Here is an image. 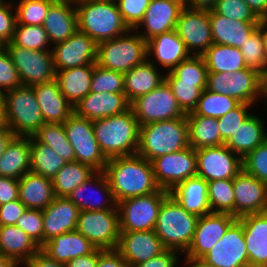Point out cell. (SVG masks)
Segmentation results:
<instances>
[{
	"label": "cell",
	"mask_w": 267,
	"mask_h": 267,
	"mask_svg": "<svg viewBox=\"0 0 267 267\" xmlns=\"http://www.w3.org/2000/svg\"><path fill=\"white\" fill-rule=\"evenodd\" d=\"M130 108L125 93L90 92L77 105L74 113L91 121L124 113Z\"/></svg>",
	"instance_id": "27"
},
{
	"label": "cell",
	"mask_w": 267,
	"mask_h": 267,
	"mask_svg": "<svg viewBox=\"0 0 267 267\" xmlns=\"http://www.w3.org/2000/svg\"><path fill=\"white\" fill-rule=\"evenodd\" d=\"M89 187L93 191L90 192V195L87 194V196L86 191H91L89 190ZM102 195L103 197L105 196L104 201H102ZM68 198L79 208L80 211L113 209L117 205L113 197L109 181L103 171L97 172L88 181L75 188L68 195Z\"/></svg>",
	"instance_id": "23"
},
{
	"label": "cell",
	"mask_w": 267,
	"mask_h": 267,
	"mask_svg": "<svg viewBox=\"0 0 267 267\" xmlns=\"http://www.w3.org/2000/svg\"><path fill=\"white\" fill-rule=\"evenodd\" d=\"M75 7L78 31L87 34L97 44L124 35L130 30L123 21L116 2L83 0Z\"/></svg>",
	"instance_id": "4"
},
{
	"label": "cell",
	"mask_w": 267,
	"mask_h": 267,
	"mask_svg": "<svg viewBox=\"0 0 267 267\" xmlns=\"http://www.w3.org/2000/svg\"><path fill=\"white\" fill-rule=\"evenodd\" d=\"M255 15L261 19L267 12V0H244Z\"/></svg>",
	"instance_id": "67"
},
{
	"label": "cell",
	"mask_w": 267,
	"mask_h": 267,
	"mask_svg": "<svg viewBox=\"0 0 267 267\" xmlns=\"http://www.w3.org/2000/svg\"><path fill=\"white\" fill-rule=\"evenodd\" d=\"M19 180L0 176V205L17 200Z\"/></svg>",
	"instance_id": "62"
},
{
	"label": "cell",
	"mask_w": 267,
	"mask_h": 267,
	"mask_svg": "<svg viewBox=\"0 0 267 267\" xmlns=\"http://www.w3.org/2000/svg\"><path fill=\"white\" fill-rule=\"evenodd\" d=\"M147 55V41L130 29L124 35L98 43L96 63L125 74L148 59Z\"/></svg>",
	"instance_id": "7"
},
{
	"label": "cell",
	"mask_w": 267,
	"mask_h": 267,
	"mask_svg": "<svg viewBox=\"0 0 267 267\" xmlns=\"http://www.w3.org/2000/svg\"><path fill=\"white\" fill-rule=\"evenodd\" d=\"M5 45L0 41V50L3 49Z\"/></svg>",
	"instance_id": "76"
},
{
	"label": "cell",
	"mask_w": 267,
	"mask_h": 267,
	"mask_svg": "<svg viewBox=\"0 0 267 267\" xmlns=\"http://www.w3.org/2000/svg\"><path fill=\"white\" fill-rule=\"evenodd\" d=\"M189 147L186 117L141 125L137 155L149 162L165 154L179 152Z\"/></svg>",
	"instance_id": "3"
},
{
	"label": "cell",
	"mask_w": 267,
	"mask_h": 267,
	"mask_svg": "<svg viewBox=\"0 0 267 267\" xmlns=\"http://www.w3.org/2000/svg\"><path fill=\"white\" fill-rule=\"evenodd\" d=\"M54 198L52 179L32 172L19 179L18 199L27 209L44 210Z\"/></svg>",
	"instance_id": "36"
},
{
	"label": "cell",
	"mask_w": 267,
	"mask_h": 267,
	"mask_svg": "<svg viewBox=\"0 0 267 267\" xmlns=\"http://www.w3.org/2000/svg\"><path fill=\"white\" fill-rule=\"evenodd\" d=\"M197 176L207 182L218 179H234L243 169L242 158L225 144L196 150Z\"/></svg>",
	"instance_id": "17"
},
{
	"label": "cell",
	"mask_w": 267,
	"mask_h": 267,
	"mask_svg": "<svg viewBox=\"0 0 267 267\" xmlns=\"http://www.w3.org/2000/svg\"><path fill=\"white\" fill-rule=\"evenodd\" d=\"M43 211V245L55 236L76 230L79 208L68 197H55Z\"/></svg>",
	"instance_id": "22"
},
{
	"label": "cell",
	"mask_w": 267,
	"mask_h": 267,
	"mask_svg": "<svg viewBox=\"0 0 267 267\" xmlns=\"http://www.w3.org/2000/svg\"><path fill=\"white\" fill-rule=\"evenodd\" d=\"M14 134L9 128L0 129V156L4 153L6 145L13 138Z\"/></svg>",
	"instance_id": "68"
},
{
	"label": "cell",
	"mask_w": 267,
	"mask_h": 267,
	"mask_svg": "<svg viewBox=\"0 0 267 267\" xmlns=\"http://www.w3.org/2000/svg\"><path fill=\"white\" fill-rule=\"evenodd\" d=\"M43 28L48 34L51 45L67 40L78 30L75 5L54 2L48 10Z\"/></svg>",
	"instance_id": "30"
},
{
	"label": "cell",
	"mask_w": 267,
	"mask_h": 267,
	"mask_svg": "<svg viewBox=\"0 0 267 267\" xmlns=\"http://www.w3.org/2000/svg\"><path fill=\"white\" fill-rule=\"evenodd\" d=\"M94 64L56 71L60 91L74 107L90 93Z\"/></svg>",
	"instance_id": "37"
},
{
	"label": "cell",
	"mask_w": 267,
	"mask_h": 267,
	"mask_svg": "<svg viewBox=\"0 0 267 267\" xmlns=\"http://www.w3.org/2000/svg\"><path fill=\"white\" fill-rule=\"evenodd\" d=\"M157 68L149 59H146L124 74L125 96L129 103L151 92L165 81V74H161Z\"/></svg>",
	"instance_id": "33"
},
{
	"label": "cell",
	"mask_w": 267,
	"mask_h": 267,
	"mask_svg": "<svg viewBox=\"0 0 267 267\" xmlns=\"http://www.w3.org/2000/svg\"><path fill=\"white\" fill-rule=\"evenodd\" d=\"M63 127L74 149L76 161L92 167L97 172L104 171L108 159L96 140L93 121L73 113L63 123Z\"/></svg>",
	"instance_id": "10"
},
{
	"label": "cell",
	"mask_w": 267,
	"mask_h": 267,
	"mask_svg": "<svg viewBox=\"0 0 267 267\" xmlns=\"http://www.w3.org/2000/svg\"><path fill=\"white\" fill-rule=\"evenodd\" d=\"M175 31L191 55L202 56L213 44L209 10L184 7Z\"/></svg>",
	"instance_id": "15"
},
{
	"label": "cell",
	"mask_w": 267,
	"mask_h": 267,
	"mask_svg": "<svg viewBox=\"0 0 267 267\" xmlns=\"http://www.w3.org/2000/svg\"><path fill=\"white\" fill-rule=\"evenodd\" d=\"M169 194V191L160 189L155 193L118 202L120 231L153 230L161 204Z\"/></svg>",
	"instance_id": "8"
},
{
	"label": "cell",
	"mask_w": 267,
	"mask_h": 267,
	"mask_svg": "<svg viewBox=\"0 0 267 267\" xmlns=\"http://www.w3.org/2000/svg\"><path fill=\"white\" fill-rule=\"evenodd\" d=\"M237 219L243 225L249 267H267V211Z\"/></svg>",
	"instance_id": "24"
},
{
	"label": "cell",
	"mask_w": 267,
	"mask_h": 267,
	"mask_svg": "<svg viewBox=\"0 0 267 267\" xmlns=\"http://www.w3.org/2000/svg\"><path fill=\"white\" fill-rule=\"evenodd\" d=\"M197 219L169 194L161 204L154 231L166 249L184 254L193 240Z\"/></svg>",
	"instance_id": "5"
},
{
	"label": "cell",
	"mask_w": 267,
	"mask_h": 267,
	"mask_svg": "<svg viewBox=\"0 0 267 267\" xmlns=\"http://www.w3.org/2000/svg\"><path fill=\"white\" fill-rule=\"evenodd\" d=\"M32 86L45 123L63 124L74 113L56 79Z\"/></svg>",
	"instance_id": "26"
},
{
	"label": "cell",
	"mask_w": 267,
	"mask_h": 267,
	"mask_svg": "<svg viewBox=\"0 0 267 267\" xmlns=\"http://www.w3.org/2000/svg\"><path fill=\"white\" fill-rule=\"evenodd\" d=\"M76 230L97 249H116L120 237L117 205L113 209L80 211Z\"/></svg>",
	"instance_id": "11"
},
{
	"label": "cell",
	"mask_w": 267,
	"mask_h": 267,
	"mask_svg": "<svg viewBox=\"0 0 267 267\" xmlns=\"http://www.w3.org/2000/svg\"><path fill=\"white\" fill-rule=\"evenodd\" d=\"M208 69L203 56L191 55L188 59L165 73L166 82L195 83L202 91L207 87Z\"/></svg>",
	"instance_id": "43"
},
{
	"label": "cell",
	"mask_w": 267,
	"mask_h": 267,
	"mask_svg": "<svg viewBox=\"0 0 267 267\" xmlns=\"http://www.w3.org/2000/svg\"><path fill=\"white\" fill-rule=\"evenodd\" d=\"M211 34L214 44L241 48L244 42L258 28V23H248L223 17L209 10Z\"/></svg>",
	"instance_id": "31"
},
{
	"label": "cell",
	"mask_w": 267,
	"mask_h": 267,
	"mask_svg": "<svg viewBox=\"0 0 267 267\" xmlns=\"http://www.w3.org/2000/svg\"><path fill=\"white\" fill-rule=\"evenodd\" d=\"M1 128H8L6 123L4 98L2 94H0V129Z\"/></svg>",
	"instance_id": "70"
},
{
	"label": "cell",
	"mask_w": 267,
	"mask_h": 267,
	"mask_svg": "<svg viewBox=\"0 0 267 267\" xmlns=\"http://www.w3.org/2000/svg\"><path fill=\"white\" fill-rule=\"evenodd\" d=\"M102 249H95L91 254L71 259L65 267H96L99 254Z\"/></svg>",
	"instance_id": "65"
},
{
	"label": "cell",
	"mask_w": 267,
	"mask_h": 267,
	"mask_svg": "<svg viewBox=\"0 0 267 267\" xmlns=\"http://www.w3.org/2000/svg\"><path fill=\"white\" fill-rule=\"evenodd\" d=\"M263 84L264 75L256 69L246 67L236 71L230 80L231 97L240 103L254 105L258 98H263Z\"/></svg>",
	"instance_id": "38"
},
{
	"label": "cell",
	"mask_w": 267,
	"mask_h": 267,
	"mask_svg": "<svg viewBox=\"0 0 267 267\" xmlns=\"http://www.w3.org/2000/svg\"><path fill=\"white\" fill-rule=\"evenodd\" d=\"M93 128L100 149L107 159L137 153L140 125L131 108L118 115L94 120Z\"/></svg>",
	"instance_id": "2"
},
{
	"label": "cell",
	"mask_w": 267,
	"mask_h": 267,
	"mask_svg": "<svg viewBox=\"0 0 267 267\" xmlns=\"http://www.w3.org/2000/svg\"><path fill=\"white\" fill-rule=\"evenodd\" d=\"M41 248L16 225L0 226V254L14 260L19 266Z\"/></svg>",
	"instance_id": "34"
},
{
	"label": "cell",
	"mask_w": 267,
	"mask_h": 267,
	"mask_svg": "<svg viewBox=\"0 0 267 267\" xmlns=\"http://www.w3.org/2000/svg\"><path fill=\"white\" fill-rule=\"evenodd\" d=\"M55 2H62V3H70L77 5L78 3L82 2L83 0H54Z\"/></svg>",
	"instance_id": "72"
},
{
	"label": "cell",
	"mask_w": 267,
	"mask_h": 267,
	"mask_svg": "<svg viewBox=\"0 0 267 267\" xmlns=\"http://www.w3.org/2000/svg\"><path fill=\"white\" fill-rule=\"evenodd\" d=\"M151 0H116L122 19L134 30L142 21Z\"/></svg>",
	"instance_id": "56"
},
{
	"label": "cell",
	"mask_w": 267,
	"mask_h": 267,
	"mask_svg": "<svg viewBox=\"0 0 267 267\" xmlns=\"http://www.w3.org/2000/svg\"><path fill=\"white\" fill-rule=\"evenodd\" d=\"M124 74L94 64L91 76L90 92L94 93H125Z\"/></svg>",
	"instance_id": "49"
},
{
	"label": "cell",
	"mask_w": 267,
	"mask_h": 267,
	"mask_svg": "<svg viewBox=\"0 0 267 267\" xmlns=\"http://www.w3.org/2000/svg\"><path fill=\"white\" fill-rule=\"evenodd\" d=\"M243 170L267 184V140L243 159Z\"/></svg>",
	"instance_id": "53"
},
{
	"label": "cell",
	"mask_w": 267,
	"mask_h": 267,
	"mask_svg": "<svg viewBox=\"0 0 267 267\" xmlns=\"http://www.w3.org/2000/svg\"><path fill=\"white\" fill-rule=\"evenodd\" d=\"M12 61L18 71L22 85H35L56 79L52 50H29L14 45L5 44Z\"/></svg>",
	"instance_id": "13"
},
{
	"label": "cell",
	"mask_w": 267,
	"mask_h": 267,
	"mask_svg": "<svg viewBox=\"0 0 267 267\" xmlns=\"http://www.w3.org/2000/svg\"><path fill=\"white\" fill-rule=\"evenodd\" d=\"M31 136H13L0 156V176L20 179L31 172Z\"/></svg>",
	"instance_id": "28"
},
{
	"label": "cell",
	"mask_w": 267,
	"mask_h": 267,
	"mask_svg": "<svg viewBox=\"0 0 267 267\" xmlns=\"http://www.w3.org/2000/svg\"><path fill=\"white\" fill-rule=\"evenodd\" d=\"M252 104L240 103L237 107L230 110L227 114L218 119V126L221 133V145H223L230 136L234 135L240 124L251 114L248 112Z\"/></svg>",
	"instance_id": "52"
},
{
	"label": "cell",
	"mask_w": 267,
	"mask_h": 267,
	"mask_svg": "<svg viewBox=\"0 0 267 267\" xmlns=\"http://www.w3.org/2000/svg\"><path fill=\"white\" fill-rule=\"evenodd\" d=\"M208 73L236 72L247 67L240 48L212 44L202 55Z\"/></svg>",
	"instance_id": "39"
},
{
	"label": "cell",
	"mask_w": 267,
	"mask_h": 267,
	"mask_svg": "<svg viewBox=\"0 0 267 267\" xmlns=\"http://www.w3.org/2000/svg\"><path fill=\"white\" fill-rule=\"evenodd\" d=\"M186 265H187L188 267H200V266H198L197 264H188V263H186Z\"/></svg>",
	"instance_id": "75"
},
{
	"label": "cell",
	"mask_w": 267,
	"mask_h": 267,
	"mask_svg": "<svg viewBox=\"0 0 267 267\" xmlns=\"http://www.w3.org/2000/svg\"><path fill=\"white\" fill-rule=\"evenodd\" d=\"M116 250L127 261L129 267H134L166 250L161 239L153 230L120 231Z\"/></svg>",
	"instance_id": "20"
},
{
	"label": "cell",
	"mask_w": 267,
	"mask_h": 267,
	"mask_svg": "<svg viewBox=\"0 0 267 267\" xmlns=\"http://www.w3.org/2000/svg\"><path fill=\"white\" fill-rule=\"evenodd\" d=\"M176 1H180V2H182L185 5V1L186 0H176Z\"/></svg>",
	"instance_id": "78"
},
{
	"label": "cell",
	"mask_w": 267,
	"mask_h": 267,
	"mask_svg": "<svg viewBox=\"0 0 267 267\" xmlns=\"http://www.w3.org/2000/svg\"><path fill=\"white\" fill-rule=\"evenodd\" d=\"M0 267H19V265L14 260L0 254Z\"/></svg>",
	"instance_id": "71"
},
{
	"label": "cell",
	"mask_w": 267,
	"mask_h": 267,
	"mask_svg": "<svg viewBox=\"0 0 267 267\" xmlns=\"http://www.w3.org/2000/svg\"><path fill=\"white\" fill-rule=\"evenodd\" d=\"M7 1L5 0H0V6H2L4 3H6Z\"/></svg>",
	"instance_id": "77"
},
{
	"label": "cell",
	"mask_w": 267,
	"mask_h": 267,
	"mask_svg": "<svg viewBox=\"0 0 267 267\" xmlns=\"http://www.w3.org/2000/svg\"><path fill=\"white\" fill-rule=\"evenodd\" d=\"M188 121L189 146L198 150L221 145L218 119L202 115H186Z\"/></svg>",
	"instance_id": "40"
},
{
	"label": "cell",
	"mask_w": 267,
	"mask_h": 267,
	"mask_svg": "<svg viewBox=\"0 0 267 267\" xmlns=\"http://www.w3.org/2000/svg\"><path fill=\"white\" fill-rule=\"evenodd\" d=\"M147 51L151 63L156 66L160 65L162 69L169 70L168 72L191 56L175 29L148 40ZM150 56L154 57L156 62Z\"/></svg>",
	"instance_id": "25"
},
{
	"label": "cell",
	"mask_w": 267,
	"mask_h": 267,
	"mask_svg": "<svg viewBox=\"0 0 267 267\" xmlns=\"http://www.w3.org/2000/svg\"><path fill=\"white\" fill-rule=\"evenodd\" d=\"M16 226L25 231L28 236L41 248L43 246V211L26 209L17 219Z\"/></svg>",
	"instance_id": "54"
},
{
	"label": "cell",
	"mask_w": 267,
	"mask_h": 267,
	"mask_svg": "<svg viewBox=\"0 0 267 267\" xmlns=\"http://www.w3.org/2000/svg\"><path fill=\"white\" fill-rule=\"evenodd\" d=\"M96 173L95 169L79 161L67 162L52 179L55 197H68L75 188Z\"/></svg>",
	"instance_id": "41"
},
{
	"label": "cell",
	"mask_w": 267,
	"mask_h": 267,
	"mask_svg": "<svg viewBox=\"0 0 267 267\" xmlns=\"http://www.w3.org/2000/svg\"><path fill=\"white\" fill-rule=\"evenodd\" d=\"M31 172L53 179L57 172L67 163L50 146L40 143L31 136Z\"/></svg>",
	"instance_id": "42"
},
{
	"label": "cell",
	"mask_w": 267,
	"mask_h": 267,
	"mask_svg": "<svg viewBox=\"0 0 267 267\" xmlns=\"http://www.w3.org/2000/svg\"><path fill=\"white\" fill-rule=\"evenodd\" d=\"M24 267H65V264L50 258L41 249L23 264Z\"/></svg>",
	"instance_id": "64"
},
{
	"label": "cell",
	"mask_w": 267,
	"mask_h": 267,
	"mask_svg": "<svg viewBox=\"0 0 267 267\" xmlns=\"http://www.w3.org/2000/svg\"><path fill=\"white\" fill-rule=\"evenodd\" d=\"M233 179H218L208 182V202L213 213H228L234 216Z\"/></svg>",
	"instance_id": "46"
},
{
	"label": "cell",
	"mask_w": 267,
	"mask_h": 267,
	"mask_svg": "<svg viewBox=\"0 0 267 267\" xmlns=\"http://www.w3.org/2000/svg\"><path fill=\"white\" fill-rule=\"evenodd\" d=\"M169 193L187 212L198 217L212 213L208 202V182L204 178H188Z\"/></svg>",
	"instance_id": "32"
},
{
	"label": "cell",
	"mask_w": 267,
	"mask_h": 267,
	"mask_svg": "<svg viewBox=\"0 0 267 267\" xmlns=\"http://www.w3.org/2000/svg\"><path fill=\"white\" fill-rule=\"evenodd\" d=\"M176 97L179 106L186 113L193 112L196 108L202 90L195 83L167 82Z\"/></svg>",
	"instance_id": "55"
},
{
	"label": "cell",
	"mask_w": 267,
	"mask_h": 267,
	"mask_svg": "<svg viewBox=\"0 0 267 267\" xmlns=\"http://www.w3.org/2000/svg\"><path fill=\"white\" fill-rule=\"evenodd\" d=\"M11 42L29 50H52L48 49L51 43L43 25L16 24Z\"/></svg>",
	"instance_id": "47"
},
{
	"label": "cell",
	"mask_w": 267,
	"mask_h": 267,
	"mask_svg": "<svg viewBox=\"0 0 267 267\" xmlns=\"http://www.w3.org/2000/svg\"><path fill=\"white\" fill-rule=\"evenodd\" d=\"M177 253H179V251L166 249L160 255L153 257L134 267H176L179 262V254Z\"/></svg>",
	"instance_id": "61"
},
{
	"label": "cell",
	"mask_w": 267,
	"mask_h": 267,
	"mask_svg": "<svg viewBox=\"0 0 267 267\" xmlns=\"http://www.w3.org/2000/svg\"><path fill=\"white\" fill-rule=\"evenodd\" d=\"M240 51L243 54L247 67L256 69L263 75L267 72V56L258 28L244 42Z\"/></svg>",
	"instance_id": "50"
},
{
	"label": "cell",
	"mask_w": 267,
	"mask_h": 267,
	"mask_svg": "<svg viewBox=\"0 0 267 267\" xmlns=\"http://www.w3.org/2000/svg\"><path fill=\"white\" fill-rule=\"evenodd\" d=\"M98 44L87 34L77 30L71 37L52 46L56 71L95 64Z\"/></svg>",
	"instance_id": "18"
},
{
	"label": "cell",
	"mask_w": 267,
	"mask_h": 267,
	"mask_svg": "<svg viewBox=\"0 0 267 267\" xmlns=\"http://www.w3.org/2000/svg\"><path fill=\"white\" fill-rule=\"evenodd\" d=\"M103 1H113V2H116V0H103Z\"/></svg>",
	"instance_id": "79"
},
{
	"label": "cell",
	"mask_w": 267,
	"mask_h": 267,
	"mask_svg": "<svg viewBox=\"0 0 267 267\" xmlns=\"http://www.w3.org/2000/svg\"><path fill=\"white\" fill-rule=\"evenodd\" d=\"M185 5L176 0H151L142 21L134 29L144 27L139 35L146 41L156 35L172 31L176 28L181 10ZM143 26V27H142Z\"/></svg>",
	"instance_id": "21"
},
{
	"label": "cell",
	"mask_w": 267,
	"mask_h": 267,
	"mask_svg": "<svg viewBox=\"0 0 267 267\" xmlns=\"http://www.w3.org/2000/svg\"><path fill=\"white\" fill-rule=\"evenodd\" d=\"M22 85L18 71L9 52L4 47L0 50V94Z\"/></svg>",
	"instance_id": "57"
},
{
	"label": "cell",
	"mask_w": 267,
	"mask_h": 267,
	"mask_svg": "<svg viewBox=\"0 0 267 267\" xmlns=\"http://www.w3.org/2000/svg\"><path fill=\"white\" fill-rule=\"evenodd\" d=\"M232 76V72L208 73L206 89L231 97L230 80Z\"/></svg>",
	"instance_id": "59"
},
{
	"label": "cell",
	"mask_w": 267,
	"mask_h": 267,
	"mask_svg": "<svg viewBox=\"0 0 267 267\" xmlns=\"http://www.w3.org/2000/svg\"><path fill=\"white\" fill-rule=\"evenodd\" d=\"M263 96L267 97V72L264 74Z\"/></svg>",
	"instance_id": "73"
},
{
	"label": "cell",
	"mask_w": 267,
	"mask_h": 267,
	"mask_svg": "<svg viewBox=\"0 0 267 267\" xmlns=\"http://www.w3.org/2000/svg\"><path fill=\"white\" fill-rule=\"evenodd\" d=\"M261 20L267 24V12L266 14L261 18Z\"/></svg>",
	"instance_id": "74"
},
{
	"label": "cell",
	"mask_w": 267,
	"mask_h": 267,
	"mask_svg": "<svg viewBox=\"0 0 267 267\" xmlns=\"http://www.w3.org/2000/svg\"><path fill=\"white\" fill-rule=\"evenodd\" d=\"M3 98L7 127L15 136H33L45 124L33 86L20 85Z\"/></svg>",
	"instance_id": "6"
},
{
	"label": "cell",
	"mask_w": 267,
	"mask_h": 267,
	"mask_svg": "<svg viewBox=\"0 0 267 267\" xmlns=\"http://www.w3.org/2000/svg\"><path fill=\"white\" fill-rule=\"evenodd\" d=\"M54 0H17L16 10L17 24L43 25L50 6Z\"/></svg>",
	"instance_id": "48"
},
{
	"label": "cell",
	"mask_w": 267,
	"mask_h": 267,
	"mask_svg": "<svg viewBox=\"0 0 267 267\" xmlns=\"http://www.w3.org/2000/svg\"><path fill=\"white\" fill-rule=\"evenodd\" d=\"M218 0H186L185 7L190 9L212 10Z\"/></svg>",
	"instance_id": "66"
},
{
	"label": "cell",
	"mask_w": 267,
	"mask_h": 267,
	"mask_svg": "<svg viewBox=\"0 0 267 267\" xmlns=\"http://www.w3.org/2000/svg\"><path fill=\"white\" fill-rule=\"evenodd\" d=\"M103 172L116 203L161 189L156 182L151 162L137 154L108 159Z\"/></svg>",
	"instance_id": "1"
},
{
	"label": "cell",
	"mask_w": 267,
	"mask_h": 267,
	"mask_svg": "<svg viewBox=\"0 0 267 267\" xmlns=\"http://www.w3.org/2000/svg\"><path fill=\"white\" fill-rule=\"evenodd\" d=\"M258 29L260 30V33L263 39L265 53L267 56V24L264 23L261 19L259 20V23H258Z\"/></svg>",
	"instance_id": "69"
},
{
	"label": "cell",
	"mask_w": 267,
	"mask_h": 267,
	"mask_svg": "<svg viewBox=\"0 0 267 267\" xmlns=\"http://www.w3.org/2000/svg\"><path fill=\"white\" fill-rule=\"evenodd\" d=\"M240 102L232 97L203 90L196 108L187 115H202L219 118L234 109Z\"/></svg>",
	"instance_id": "45"
},
{
	"label": "cell",
	"mask_w": 267,
	"mask_h": 267,
	"mask_svg": "<svg viewBox=\"0 0 267 267\" xmlns=\"http://www.w3.org/2000/svg\"><path fill=\"white\" fill-rule=\"evenodd\" d=\"M96 247L77 230L60 234L48 240L41 250L63 264L79 256L91 254Z\"/></svg>",
	"instance_id": "29"
},
{
	"label": "cell",
	"mask_w": 267,
	"mask_h": 267,
	"mask_svg": "<svg viewBox=\"0 0 267 267\" xmlns=\"http://www.w3.org/2000/svg\"><path fill=\"white\" fill-rule=\"evenodd\" d=\"M212 10L228 19L248 23H259L260 20L244 0H218Z\"/></svg>",
	"instance_id": "51"
},
{
	"label": "cell",
	"mask_w": 267,
	"mask_h": 267,
	"mask_svg": "<svg viewBox=\"0 0 267 267\" xmlns=\"http://www.w3.org/2000/svg\"><path fill=\"white\" fill-rule=\"evenodd\" d=\"M33 136L40 143L50 146L67 162L76 161L74 149L67 139L63 124L45 123Z\"/></svg>",
	"instance_id": "44"
},
{
	"label": "cell",
	"mask_w": 267,
	"mask_h": 267,
	"mask_svg": "<svg viewBox=\"0 0 267 267\" xmlns=\"http://www.w3.org/2000/svg\"><path fill=\"white\" fill-rule=\"evenodd\" d=\"M96 267H129L127 261L116 250H103L97 260Z\"/></svg>",
	"instance_id": "63"
},
{
	"label": "cell",
	"mask_w": 267,
	"mask_h": 267,
	"mask_svg": "<svg viewBox=\"0 0 267 267\" xmlns=\"http://www.w3.org/2000/svg\"><path fill=\"white\" fill-rule=\"evenodd\" d=\"M234 217L267 211V184L243 169L233 179Z\"/></svg>",
	"instance_id": "19"
},
{
	"label": "cell",
	"mask_w": 267,
	"mask_h": 267,
	"mask_svg": "<svg viewBox=\"0 0 267 267\" xmlns=\"http://www.w3.org/2000/svg\"><path fill=\"white\" fill-rule=\"evenodd\" d=\"M150 162L157 184L169 192L180 182L197 176L196 149L191 146L152 159Z\"/></svg>",
	"instance_id": "14"
},
{
	"label": "cell",
	"mask_w": 267,
	"mask_h": 267,
	"mask_svg": "<svg viewBox=\"0 0 267 267\" xmlns=\"http://www.w3.org/2000/svg\"><path fill=\"white\" fill-rule=\"evenodd\" d=\"M263 122L260 116L251 113L224 144L243 159L267 140L265 122Z\"/></svg>",
	"instance_id": "35"
},
{
	"label": "cell",
	"mask_w": 267,
	"mask_h": 267,
	"mask_svg": "<svg viewBox=\"0 0 267 267\" xmlns=\"http://www.w3.org/2000/svg\"><path fill=\"white\" fill-rule=\"evenodd\" d=\"M130 108L140 126L186 117L187 115L179 106L171 87L166 81L151 92L133 100L130 103Z\"/></svg>",
	"instance_id": "9"
},
{
	"label": "cell",
	"mask_w": 267,
	"mask_h": 267,
	"mask_svg": "<svg viewBox=\"0 0 267 267\" xmlns=\"http://www.w3.org/2000/svg\"><path fill=\"white\" fill-rule=\"evenodd\" d=\"M196 264L200 267H249L242 223L236 219Z\"/></svg>",
	"instance_id": "12"
},
{
	"label": "cell",
	"mask_w": 267,
	"mask_h": 267,
	"mask_svg": "<svg viewBox=\"0 0 267 267\" xmlns=\"http://www.w3.org/2000/svg\"><path fill=\"white\" fill-rule=\"evenodd\" d=\"M237 218L228 213H210L197 219L193 240L185 254V263L196 264L226 233Z\"/></svg>",
	"instance_id": "16"
},
{
	"label": "cell",
	"mask_w": 267,
	"mask_h": 267,
	"mask_svg": "<svg viewBox=\"0 0 267 267\" xmlns=\"http://www.w3.org/2000/svg\"><path fill=\"white\" fill-rule=\"evenodd\" d=\"M13 6L9 0L0 6V41L4 45L11 42L17 24L16 10Z\"/></svg>",
	"instance_id": "58"
},
{
	"label": "cell",
	"mask_w": 267,
	"mask_h": 267,
	"mask_svg": "<svg viewBox=\"0 0 267 267\" xmlns=\"http://www.w3.org/2000/svg\"><path fill=\"white\" fill-rule=\"evenodd\" d=\"M26 209L19 199L0 205V226L16 225L17 219Z\"/></svg>",
	"instance_id": "60"
}]
</instances>
